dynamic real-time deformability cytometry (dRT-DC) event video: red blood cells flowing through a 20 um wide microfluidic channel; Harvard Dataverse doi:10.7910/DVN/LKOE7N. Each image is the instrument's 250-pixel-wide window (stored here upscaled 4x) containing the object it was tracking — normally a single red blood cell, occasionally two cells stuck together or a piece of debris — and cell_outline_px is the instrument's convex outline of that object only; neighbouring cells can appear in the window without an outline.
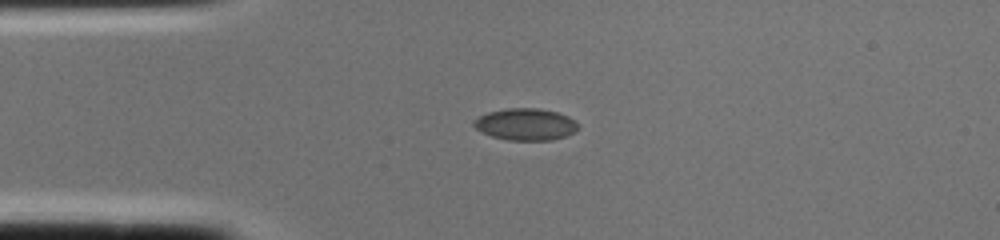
{"species": "common noctule bat (a hibernating species)", "species_latin": "Nyctalus noctula", "temperature_condition": "cold", "stored_images_in_passage": 1, "camera_frame_rate_fps": 3000, "um_per_image_px": 0.085, "animal": {"sex": "female", "body_mass_g": 22.0, "forearm_length_mm": 56.7}, "frame": {"image": 1, "passage_image": 1, "time_ms": 0.0, "image_size_px": [1000, 240], "cell_outline_px": [[580, 124], [576, 132], [552, 140], [508, 140], [492, 136], [480, 132], [472, 124], [472, 120], [488, 112], [508, 108], [540, 108], [556, 112], [568, 116], [576, 120]], "centroid_in_image_um": [44.69, 10.56], "position_along_channel_um": 40.3, "area_um2": 19.54}}